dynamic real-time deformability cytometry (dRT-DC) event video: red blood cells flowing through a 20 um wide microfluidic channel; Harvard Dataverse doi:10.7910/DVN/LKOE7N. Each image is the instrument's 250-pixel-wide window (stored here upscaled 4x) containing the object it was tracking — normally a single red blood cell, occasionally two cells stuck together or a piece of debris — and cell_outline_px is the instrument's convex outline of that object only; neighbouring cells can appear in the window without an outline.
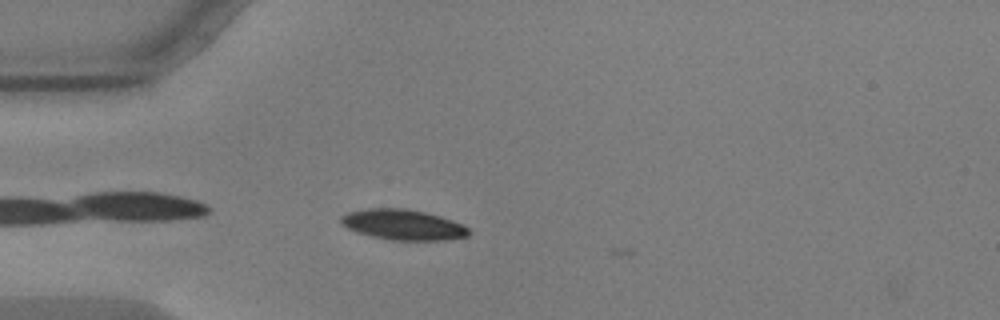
{"species": "common noctule bat (a hibernating species)", "species_latin": "Nyctalus noctula", "temperature_condition": "warm", "stored_images_in_passage": 9, "camera_frame_rate_fps": 3000, "um_per_image_px": 0.085, "animal": {"sex": "male", "body_mass_g": 17.9, "forearm_length_mm": 54.2}, "frame": {"image": 1, "passage_image": 5, "time_ms": 1.333, "image_size_px": [1000, 320], "cell_outline_px": [[472, 232], [468, 236], [448, 240], [392, 240], [372, 236], [356, 232], [340, 224], [340, 216], [348, 212], [368, 208], [404, 208], [424, 212], [440, 216], [452, 220], [468, 228]], "centroid_in_image_um": [34.25, 19.1], "position_along_channel_um": 50.8, "area_um2": 22.72}}